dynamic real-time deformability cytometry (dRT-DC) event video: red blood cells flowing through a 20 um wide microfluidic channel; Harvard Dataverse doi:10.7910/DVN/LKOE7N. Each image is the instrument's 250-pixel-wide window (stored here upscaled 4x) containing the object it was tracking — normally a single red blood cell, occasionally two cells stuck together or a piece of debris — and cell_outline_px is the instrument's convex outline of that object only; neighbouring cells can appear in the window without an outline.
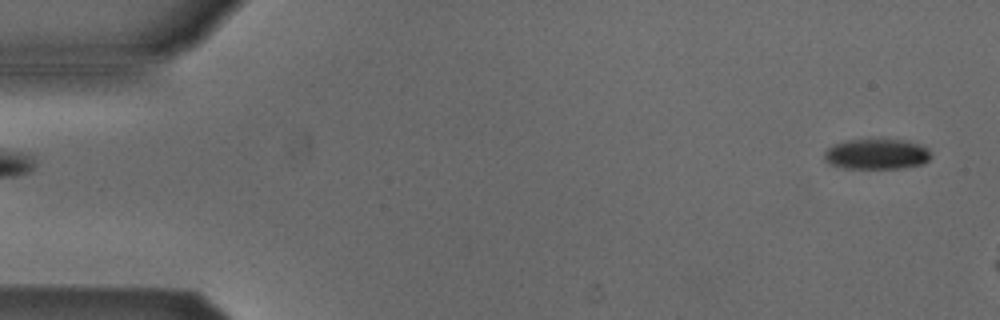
{"species": "Egyptian fruit bat (a non-hibernating species)", "species_latin": "Rousettus aegyptiacus", "temperature_condition": "cold", "stored_images_in_passage": 4, "camera_frame_rate_fps": 3000, "um_per_image_px": 0.085, "animal": {"sex": "male"}, "frame": {"image": 1, "passage_image": 1, "time_ms": 0.0, "image_size_px": [1000, 320], "cell_outline_px": [[932, 156], [924, 164], [904, 168], [844, 168], [828, 164], [824, 160], [824, 152], [832, 144], [848, 140], [908, 140], [920, 144], [928, 148]], "centroid_in_image_um": [74.53, 13.1], "position_along_channel_um": 10.5, "area_um2": 19.13}}